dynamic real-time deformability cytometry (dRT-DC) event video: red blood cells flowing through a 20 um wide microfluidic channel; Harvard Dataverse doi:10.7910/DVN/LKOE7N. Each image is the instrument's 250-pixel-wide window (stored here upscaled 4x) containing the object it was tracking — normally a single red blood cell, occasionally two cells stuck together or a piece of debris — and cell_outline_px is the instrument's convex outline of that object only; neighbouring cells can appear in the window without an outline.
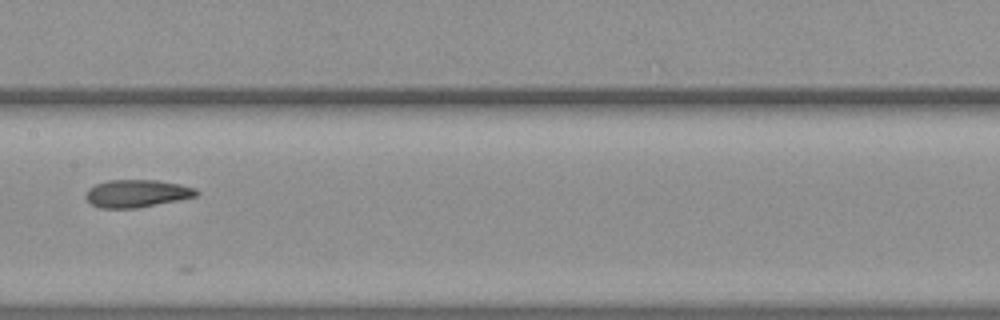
{"species": "common noctule bat (a hibernating species)", "species_latin": "Nyctalus noctula", "temperature_condition": "warm", "stored_images_in_passage": 20, "camera_frame_rate_fps": 3000, "um_per_image_px": 0.085, "animal": {"sex": "female", "body_mass_g": 19.3, "forearm_length_mm": 54.1}, "frame": {"image": 1, "passage_image": 13, "time_ms": 4.0, "image_size_px": [1000, 320], "cell_outline_px": [[200, 192], [196, 196], [136, 208], [100, 208], [92, 204], [84, 196], [88, 188], [96, 184], [108, 180], [156, 180], [180, 184], [196, 188]], "centroid_in_image_um": [11.61, 16.43], "position_along_channel_um": 195.8, "area_um2": 17.69}}
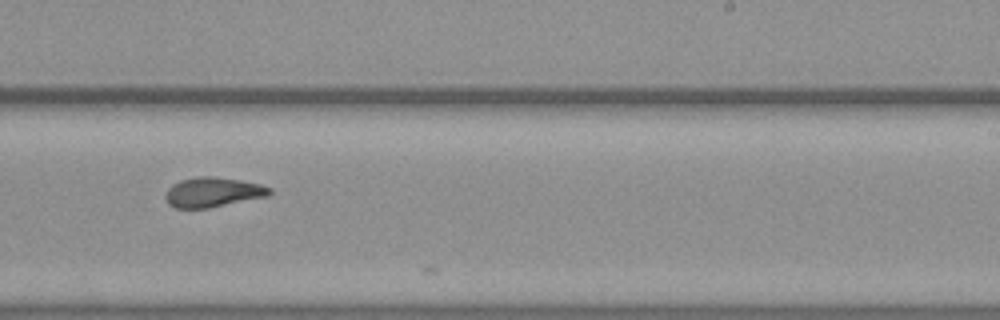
{"frame": {"image": 2, "passage_image": 19, "time_ms": 6.0, "image_size_px": [1000, 320], "cell_outline_px": [[272, 192], [268, 196], [208, 208], [176, 208], [168, 204], [164, 196], [168, 188], [172, 184], [180, 180], [200, 176], [212, 176], [240, 180], [260, 184], [272, 188]], "centroid_in_image_um": [18.08, 16.33], "position_along_channel_um": 270.9, "area_um2": 18.09}}